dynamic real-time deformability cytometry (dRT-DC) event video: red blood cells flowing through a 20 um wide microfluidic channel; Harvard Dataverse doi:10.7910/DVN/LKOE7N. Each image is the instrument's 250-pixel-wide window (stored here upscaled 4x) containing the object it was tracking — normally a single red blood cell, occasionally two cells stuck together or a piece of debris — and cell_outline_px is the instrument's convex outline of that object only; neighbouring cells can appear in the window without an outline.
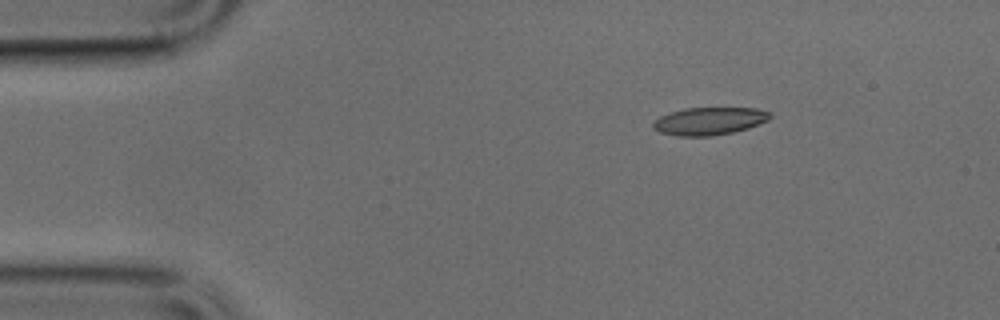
{"species": "common noctule bat (a hibernating species)", "species_latin": "Nyctalus noctula", "temperature_condition": "cold", "stored_images_in_passage": 43, "camera_frame_rate_fps": 3000, "um_per_image_px": 0.085, "animal": {"sex": "male", "body_mass_g": 17.9, "forearm_length_mm": 54.2}, "frame": {"image": 1, "passage_image": 1, "time_ms": 0.0, "image_size_px": [1000, 320], "cell_outline_px": [[772, 116], [768, 120], [748, 128], [732, 132], [712, 136], [676, 136], [660, 132], [652, 128], [652, 120], [660, 116], [684, 108], [756, 108], [768, 112]], "centroid_in_image_um": [60.24, 10.29], "position_along_channel_um": 24.8, "area_um2": 18.84}}
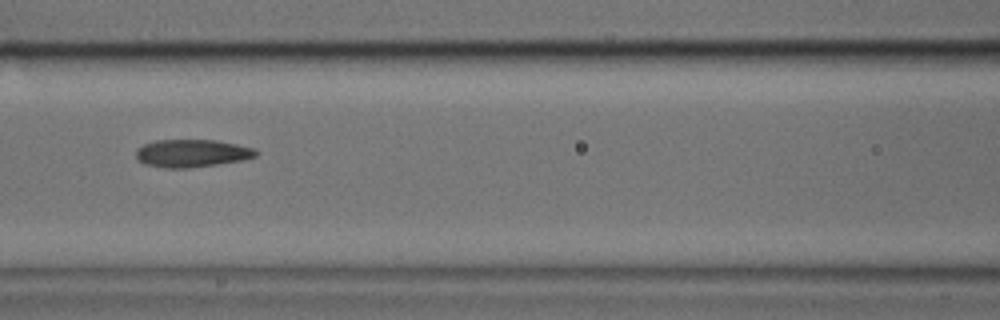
{"frame": {"image": 2, "passage_image": 15, "time_ms": 4.667, "image_size_px": [1000, 320], "cell_outline_px": [[260, 152], [256, 156], [244, 160], [188, 168], [164, 168], [144, 164], [136, 156], [136, 148], [144, 144], [156, 140], [216, 140], [256, 148]], "centroid_in_image_um": [16.34, 13.02], "position_along_channel_um": 150.3, "area_um2": 19.48}}
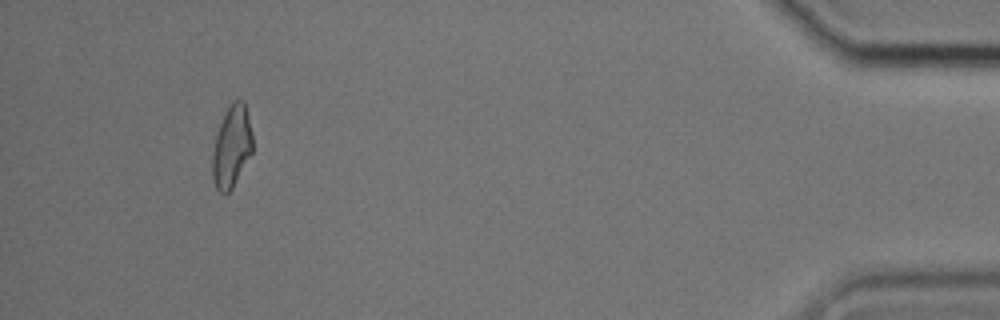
{"frame": {"image": 3, "passage_image": 40, "time_ms": 13.0, "image_size_px": [1000, 320], "cell_outline_px": [[252, 152], [232, 188], [224, 196], [216, 188], [212, 180], [212, 152], [216, 136], [220, 124], [232, 100], [244, 100], [248, 116], [252, 136]], "centroid_in_image_um": [19.68, 12.49], "position_along_channel_um": 415.5, "area_um2": 19.02}}